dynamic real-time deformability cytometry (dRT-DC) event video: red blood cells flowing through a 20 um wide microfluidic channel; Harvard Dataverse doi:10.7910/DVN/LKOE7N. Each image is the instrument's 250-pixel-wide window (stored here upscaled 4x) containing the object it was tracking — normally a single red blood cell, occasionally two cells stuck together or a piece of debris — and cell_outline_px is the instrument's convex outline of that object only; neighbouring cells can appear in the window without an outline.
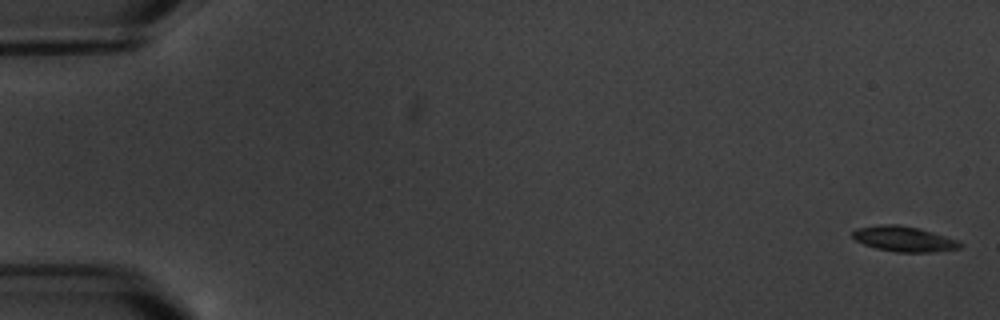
{"species": "common noctule bat (a hibernating species)", "species_latin": "Nyctalus noctula", "temperature_condition": "warm", "stored_images_in_passage": 6, "segment_of_instrument_passage": [1, 2], "camera_frame_rate_fps": 3000, "um_per_image_px": 0.085, "animal": {"sex": "male", "body_mass_g": 20.1, "forearm_length_mm": 53.5}, "frame": {"image": 1, "passage_image": 1, "time_ms": 0.0, "image_size_px": [1000, 320], "cell_outline_px": [[964, 244], [960, 248], [932, 252], [896, 252], [876, 248], [864, 244], [856, 240], [852, 236], [852, 232], [856, 228], [880, 224], [900, 224], [920, 228], [956, 240]], "centroid_in_image_um": [76.82, 20.3], "position_along_channel_um": 8.2, "area_um2": 15.84}}
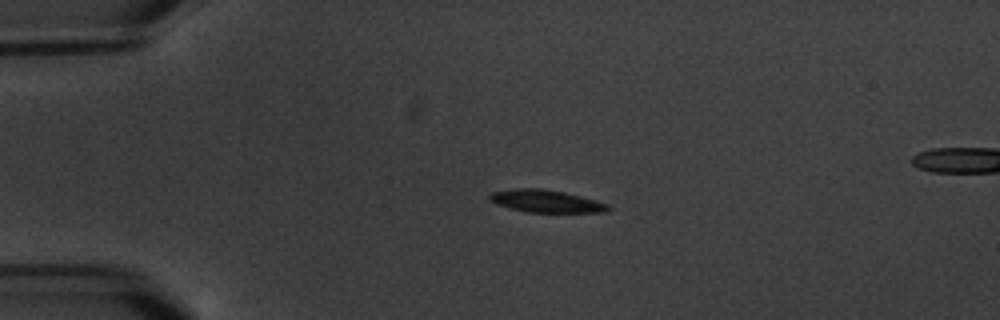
{"frame": {"image": 2, "passage_image": 4, "time_ms": 4.333, "image_size_px": [1000, 320], "cell_outline_px": [[612, 208], [604, 212], [528, 212], [508, 208], [496, 204], [488, 200], [488, 196], [492, 192], [516, 188], [540, 188], [564, 192], [596, 200], [608, 204]], "centroid_in_image_um": [46.38, 17.1], "position_along_channel_um": 38.6, "area_um2": 15.55}}